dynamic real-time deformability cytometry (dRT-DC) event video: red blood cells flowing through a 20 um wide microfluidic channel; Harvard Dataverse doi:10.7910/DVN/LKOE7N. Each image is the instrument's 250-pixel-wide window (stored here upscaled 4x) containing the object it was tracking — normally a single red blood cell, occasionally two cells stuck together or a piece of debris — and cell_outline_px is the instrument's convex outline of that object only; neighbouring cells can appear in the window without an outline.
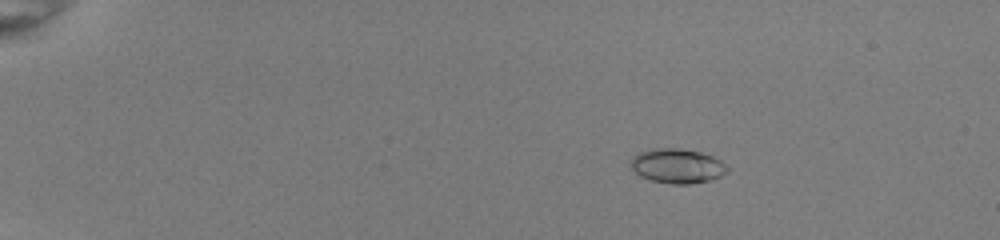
{"species": "common noctule bat (a hibernating species)", "species_latin": "Nyctalus noctula", "temperature_condition": "room temperature", "stored_images_in_passage": 25, "camera_frame_rate_fps": 3000, "um_per_image_px": 0.085, "animal": {"sex": "female", "body_mass_g": 22.0, "forearm_length_mm": 56.7}, "frame": {"image": 1, "passage_image": 11, "time_ms": 3.333, "image_size_px": [1000, 240], "cell_outline_px": [[728, 172], [720, 176], [708, 180], [692, 184], [672, 184], [652, 180], [640, 176], [632, 168], [632, 156], [636, 152], [656, 148], [680, 148], [700, 152], [712, 156], [720, 160], [728, 168]], "centroid_in_image_um": [57.56, 14.1], "position_along_channel_um": 27.4, "area_um2": 19.36}}
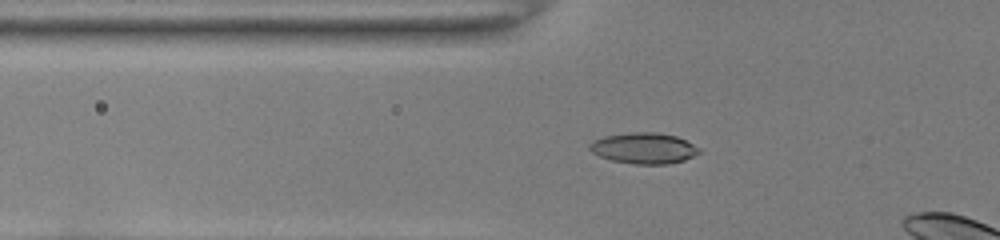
{"frame": {"image": 2, "passage_image": 22, "time_ms": 7.0, "image_size_px": [1000, 240], "cell_outline_px": [[700, 152], [684, 160], [668, 164], [636, 164], [612, 160], [600, 156], [592, 152], [588, 148], [588, 144], [592, 140], [604, 136], [632, 132], [656, 132], [676, 136], [700, 148]], "centroid_in_image_um": [54.69, 12.59], "position_along_channel_um": 71.1, "area_um2": 19.65}}